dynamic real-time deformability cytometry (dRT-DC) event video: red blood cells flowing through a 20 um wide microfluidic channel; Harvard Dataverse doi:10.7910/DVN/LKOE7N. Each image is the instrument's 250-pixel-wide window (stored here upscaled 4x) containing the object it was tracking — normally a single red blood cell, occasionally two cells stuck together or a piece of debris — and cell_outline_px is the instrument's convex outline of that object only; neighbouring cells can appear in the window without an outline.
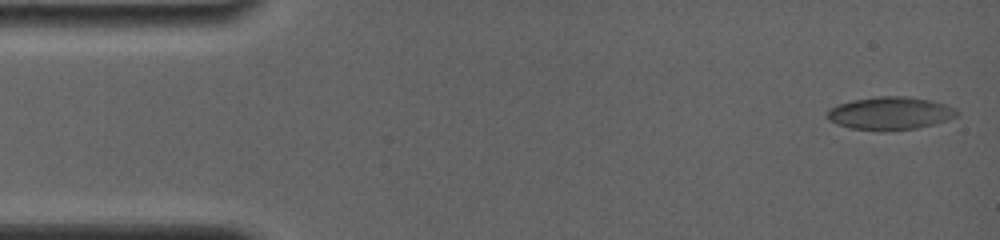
{"species": "common noctule bat (a hibernating species)", "species_latin": "Nyctalus noctula", "temperature_condition": "room temperature", "stored_images_in_passage": 39, "camera_frame_rate_fps": 4000, "um_per_image_px": 0.085, "animal": {"sex": "female", "body_mass_g": 19.0, "forearm_length_mm": 56.7}, "frame": {"image": 1, "passage_image": 1, "time_ms": 0.0, "image_size_px": [1000, 240], "cell_outline_px": [[960, 112], [956, 116], [948, 120], [916, 128], [884, 132], [880, 132], [852, 128], [836, 124], [828, 120], [828, 108], [852, 100], [880, 96], [908, 96], [932, 100], [956, 108]], "centroid_in_image_um": [75.67, 9.64], "position_along_channel_um": 9.3, "area_um2": 25.09}}
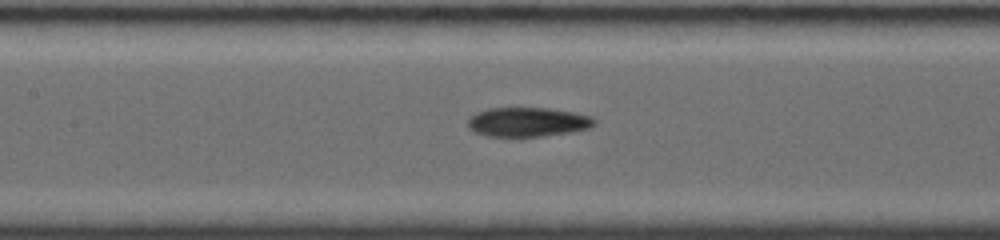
{"frame": {"image": 2, "passage_image": 16, "time_ms": 7.0, "image_size_px": [1000, 240], "cell_outline_px": [[596, 124], [588, 128], [568, 132], [544, 136], [488, 136], [476, 132], [468, 128], [468, 116], [476, 112], [488, 108], [548, 108], [572, 112], [592, 116], [596, 120]], "centroid_in_image_um": [44.83, 10.36], "position_along_channel_um": 162.6, "area_um2": 21.56}}
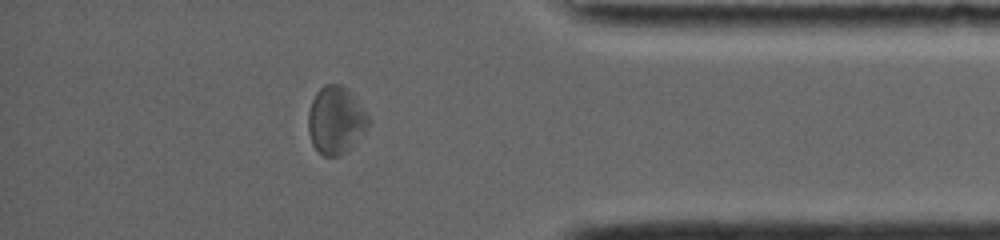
{"frame": {"image": 3, "passage_image": 31, "time_ms": 13.75, "image_size_px": [1000, 240], "cell_outline_px": [[372, 120], [364, 136], [340, 156], [324, 156], [312, 144], [308, 132], [308, 112], [312, 100], [316, 92], [324, 84], [340, 84], [348, 88], [356, 96]], "centroid_in_image_um": [28.59, 10.2], "position_along_channel_um": 406.6, "area_um2": 24.33}, "authors_computed_cell_mechanics": {"area_um2": 22.6576, "velocity_mm_per_s": 3.7983, "shape_relaxation_time_tau1_ms": null, "shape_relaxation_time_tau2_ms": 3.614, "deformation_change_tau1": null, "deformation_change_tau2": 0.0926}}